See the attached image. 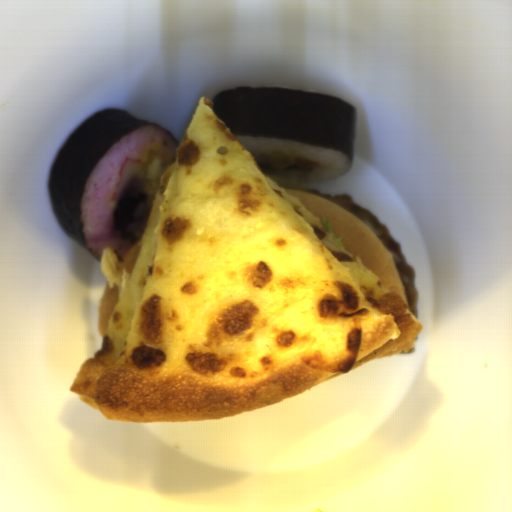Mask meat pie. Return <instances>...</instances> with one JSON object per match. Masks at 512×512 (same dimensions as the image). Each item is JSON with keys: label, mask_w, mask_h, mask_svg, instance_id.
<instances>
[{"label": "meat pie", "mask_w": 512, "mask_h": 512, "mask_svg": "<svg viewBox=\"0 0 512 512\" xmlns=\"http://www.w3.org/2000/svg\"><path fill=\"white\" fill-rule=\"evenodd\" d=\"M306 191L307 193L327 199L333 204L342 208L361 223H363L365 226H367L380 240V242L385 246L397 268L407 296L408 306L410 307L415 317L418 319V290L416 288V273L413 266L406 261L405 256L401 250V243L391 236L388 226L380 223L370 209L354 203L351 199V196L348 194H322L321 191L310 188H306Z\"/></svg>", "instance_id": "b5893723"}]
</instances>
